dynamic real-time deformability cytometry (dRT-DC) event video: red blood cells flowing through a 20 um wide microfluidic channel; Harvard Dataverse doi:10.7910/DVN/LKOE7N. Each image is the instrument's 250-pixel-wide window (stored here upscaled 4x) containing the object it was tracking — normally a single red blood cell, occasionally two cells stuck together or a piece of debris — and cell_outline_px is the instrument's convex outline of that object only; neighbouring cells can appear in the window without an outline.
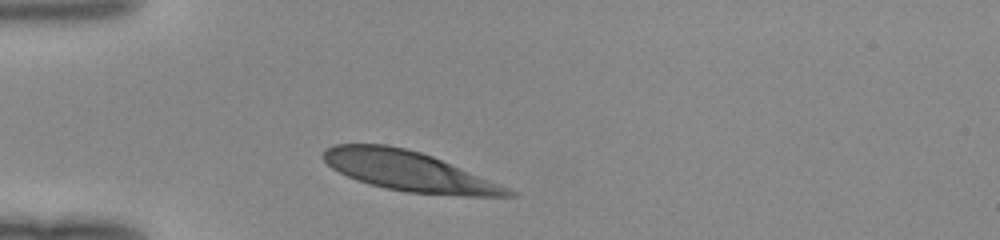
{"species": "human", "species_latin": "Homo sapiens", "temperature_condition": "room temperature", "stored_images_in_passage": 36, "camera_frame_rate_fps": 3000, "um_per_image_px": 0.085, "donor": {"sex": "female"}, "frame": {"image": 1, "passage_image": 1, "time_ms": 0.0, "image_size_px": [1000, 240], "cell_outline_px": [[516, 196], [464, 196], [408, 192], [388, 188], [356, 180], [332, 168], [320, 156], [332, 144], [384, 144], [404, 148], [420, 152], [432, 156], [508, 188], [516, 192]], "centroid_in_image_um": [34.71, 14.54], "position_along_channel_um": 50.3, "area_um2": 42.02}}
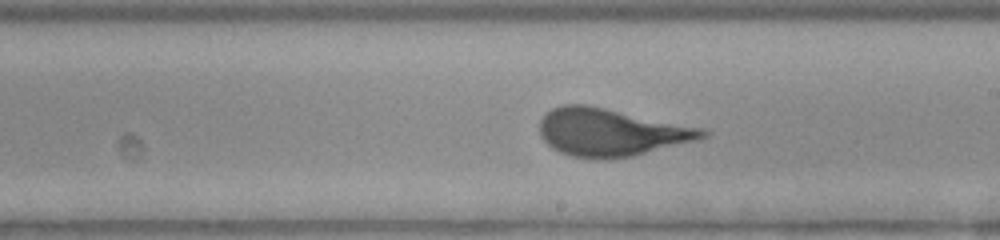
{"frame": {"image": 2, "passage_image": 16, "time_ms": 5.0, "image_size_px": [1000, 240], "cell_outline_px": [[708, 136], [696, 140], [632, 156], [608, 160], [572, 156], [560, 152], [552, 148], [540, 136], [540, 120], [544, 112], [560, 104], [584, 104], [708, 128]], "centroid_in_image_um": [51.93, 11.23], "position_along_channel_um": 237.1, "area_um2": 45.43}}
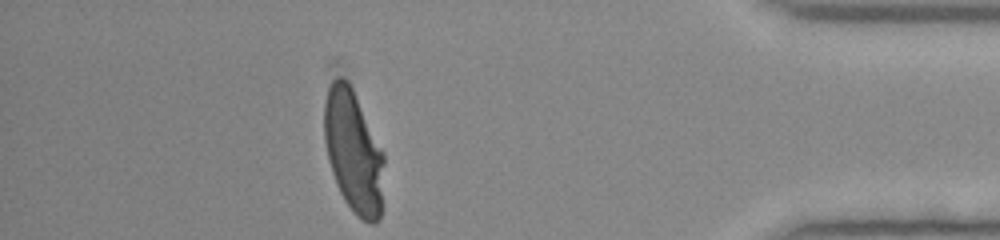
{"frame": {"image": 3, "passage_image": 31, "time_ms": 10.0, "image_size_px": [1000, 240], "cell_outline_px": [[384, 164], [380, 220], [376, 224], [368, 224], [356, 216], [344, 200], [336, 184], [328, 160], [324, 140], [324, 100], [328, 88], [332, 80], [336, 76], [344, 76], [348, 80], [384, 152]], "centroid_in_image_um": [30.03, 12.88], "position_along_channel_um": 405.2, "area_um2": 43.18}}